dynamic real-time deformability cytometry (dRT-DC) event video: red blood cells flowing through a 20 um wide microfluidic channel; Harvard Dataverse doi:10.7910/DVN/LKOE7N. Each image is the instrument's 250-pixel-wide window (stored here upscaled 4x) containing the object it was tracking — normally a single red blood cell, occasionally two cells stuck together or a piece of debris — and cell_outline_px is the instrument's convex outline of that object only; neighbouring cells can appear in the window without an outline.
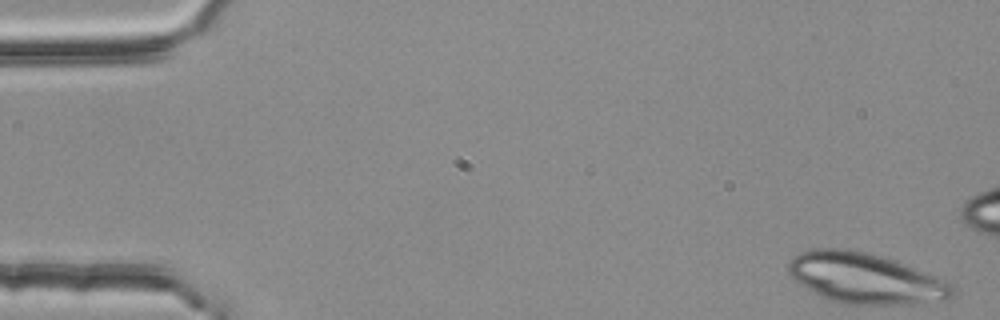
{"species": "common noctule bat (a hibernating species)", "species_latin": "Nyctalus noctula", "temperature_condition": "room temperature", "stored_images_in_passage": 52, "camera_frame_rate_fps": 3000, "um_per_image_px": 0.085, "animal": {"sex": "female", "body_mass_g": 25.1}, "frame": {"image": 1, "passage_image": 1, "time_ms": 0.0, "image_size_px": [1000, 320], "cell_outline_px": [[956, 292], [948, 300], [912, 304], [844, 304], [820, 296], [800, 284], [788, 272], [788, 264], [800, 252], [816, 248], [844, 248], [864, 252], [880, 256], [904, 264], [948, 280], [956, 288]], "centroid_in_image_um": [73.61, 23.67], "position_along_channel_um": 11.4, "area_um2": 48.15}}
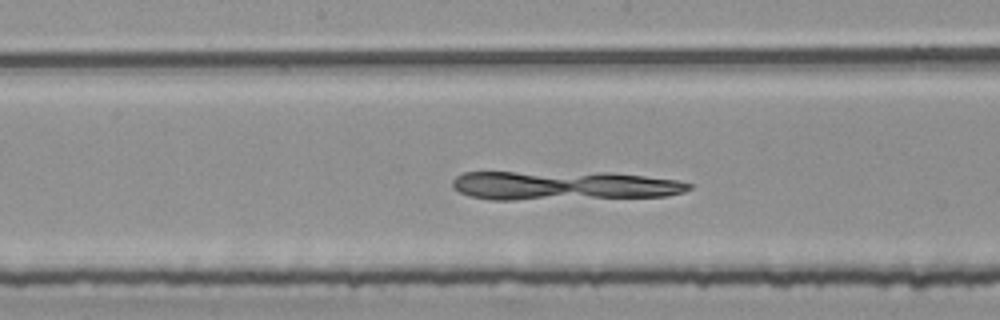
{"frame": {"image": 2, "passage_image": 27, "time_ms": 8.667, "image_size_px": [1000, 320], "cell_outline_px": [[692, 188], [684, 192], [664, 196], [512, 200], [492, 200], [468, 196], [452, 188], [452, 180], [456, 176], [464, 172], [608, 172], [644, 176], [676, 180], [692, 184]], "centroid_in_image_um": [47.86, 15.77], "position_along_channel_um": 200.3, "area_um2": 40.29}}
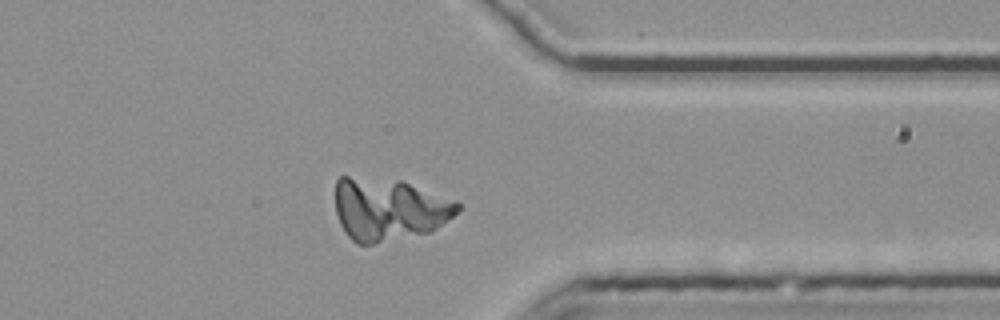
{"frame": {"image": 3, "passage_image": 42, "time_ms": 13.667, "image_size_px": [1000, 320], "cell_outline_px": [[460, 208], [452, 216], [428, 232], [372, 244], [356, 244], [348, 236], [340, 224], [336, 212], [336, 180], [340, 176], [348, 176], [400, 180], [456, 200], [460, 204]], "centroid_in_image_um": [33.01, 17.77], "position_along_channel_um": 378.4, "area_um2": 44.16}}